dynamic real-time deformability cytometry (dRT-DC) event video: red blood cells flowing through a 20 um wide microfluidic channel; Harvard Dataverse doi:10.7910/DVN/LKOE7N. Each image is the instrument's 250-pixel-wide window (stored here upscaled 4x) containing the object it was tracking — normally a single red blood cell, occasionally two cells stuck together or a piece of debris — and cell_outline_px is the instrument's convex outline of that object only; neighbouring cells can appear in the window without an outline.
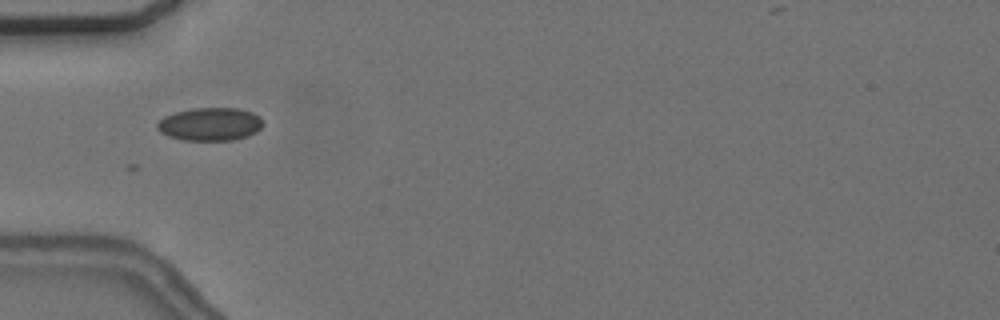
{"species": "common noctule bat (a hibernating species)", "species_latin": "Nyctalus noctula", "temperature_condition": "cold", "stored_images_in_passage": 4, "camera_frame_rate_fps": 3000, "um_per_image_px": 0.085, "animal": {"sex": "female", "body_mass_g": 24.6, "forearm_length_mm": 56.2}, "frame": {"image": 1, "passage_image": 4, "time_ms": 4.0, "image_size_px": [1000, 320], "cell_outline_px": [[264, 124], [256, 132], [248, 136], [232, 140], [184, 140], [168, 136], [160, 132], [156, 128], [156, 124], [164, 116], [176, 112], [192, 108], [236, 108], [252, 112], [260, 116], [264, 120]], "centroid_in_image_um": [17.87, 10.55], "position_along_channel_um": 67.1, "area_um2": 20.52}}